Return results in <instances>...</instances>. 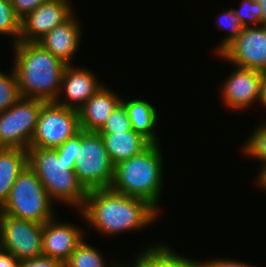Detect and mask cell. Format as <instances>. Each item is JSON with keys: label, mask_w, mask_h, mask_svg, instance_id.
I'll use <instances>...</instances> for the list:
<instances>
[{"label": "cell", "mask_w": 266, "mask_h": 267, "mask_svg": "<svg viewBox=\"0 0 266 267\" xmlns=\"http://www.w3.org/2000/svg\"><path fill=\"white\" fill-rule=\"evenodd\" d=\"M79 211L90 228L110 236L144 229L156 220L159 210L144 199L103 188L89 190Z\"/></svg>", "instance_id": "6da1fadb"}, {"label": "cell", "mask_w": 266, "mask_h": 267, "mask_svg": "<svg viewBox=\"0 0 266 267\" xmlns=\"http://www.w3.org/2000/svg\"><path fill=\"white\" fill-rule=\"evenodd\" d=\"M13 47L15 57L12 68L21 97L54 102L59 96L67 64L38 42L18 41Z\"/></svg>", "instance_id": "7a4b0ae2"}, {"label": "cell", "mask_w": 266, "mask_h": 267, "mask_svg": "<svg viewBox=\"0 0 266 267\" xmlns=\"http://www.w3.org/2000/svg\"><path fill=\"white\" fill-rule=\"evenodd\" d=\"M159 148L158 144H150L140 154L115 165L110 188L144 199L158 210L163 184V156Z\"/></svg>", "instance_id": "3957f363"}, {"label": "cell", "mask_w": 266, "mask_h": 267, "mask_svg": "<svg viewBox=\"0 0 266 267\" xmlns=\"http://www.w3.org/2000/svg\"><path fill=\"white\" fill-rule=\"evenodd\" d=\"M27 153L28 165L44 185L50 199L80 210L88 191L77 179L74 171L76 163L59 159L56 149L29 147Z\"/></svg>", "instance_id": "277c9868"}, {"label": "cell", "mask_w": 266, "mask_h": 267, "mask_svg": "<svg viewBox=\"0 0 266 267\" xmlns=\"http://www.w3.org/2000/svg\"><path fill=\"white\" fill-rule=\"evenodd\" d=\"M53 202L36 173L27 165L13 184L0 214L44 224L55 216Z\"/></svg>", "instance_id": "5b68a950"}, {"label": "cell", "mask_w": 266, "mask_h": 267, "mask_svg": "<svg viewBox=\"0 0 266 267\" xmlns=\"http://www.w3.org/2000/svg\"><path fill=\"white\" fill-rule=\"evenodd\" d=\"M80 154L82 159L74 171L83 187L89 191L110 188L114 177V165L98 132L81 130Z\"/></svg>", "instance_id": "8992f818"}, {"label": "cell", "mask_w": 266, "mask_h": 267, "mask_svg": "<svg viewBox=\"0 0 266 267\" xmlns=\"http://www.w3.org/2000/svg\"><path fill=\"white\" fill-rule=\"evenodd\" d=\"M44 103L21 97L12 107L0 112V147L27 150Z\"/></svg>", "instance_id": "52a82bcc"}, {"label": "cell", "mask_w": 266, "mask_h": 267, "mask_svg": "<svg viewBox=\"0 0 266 267\" xmlns=\"http://www.w3.org/2000/svg\"><path fill=\"white\" fill-rule=\"evenodd\" d=\"M80 131L78 110L45 102L30 147L56 149Z\"/></svg>", "instance_id": "ba28073f"}, {"label": "cell", "mask_w": 266, "mask_h": 267, "mask_svg": "<svg viewBox=\"0 0 266 267\" xmlns=\"http://www.w3.org/2000/svg\"><path fill=\"white\" fill-rule=\"evenodd\" d=\"M43 224L0 214V248L17 259L43 255Z\"/></svg>", "instance_id": "9c48e42d"}, {"label": "cell", "mask_w": 266, "mask_h": 267, "mask_svg": "<svg viewBox=\"0 0 266 267\" xmlns=\"http://www.w3.org/2000/svg\"><path fill=\"white\" fill-rule=\"evenodd\" d=\"M219 57L237 67L266 72V26L244 27Z\"/></svg>", "instance_id": "30bf717a"}, {"label": "cell", "mask_w": 266, "mask_h": 267, "mask_svg": "<svg viewBox=\"0 0 266 267\" xmlns=\"http://www.w3.org/2000/svg\"><path fill=\"white\" fill-rule=\"evenodd\" d=\"M68 0H46L20 20L21 42H37L54 27L64 23L74 13Z\"/></svg>", "instance_id": "8fae6325"}, {"label": "cell", "mask_w": 266, "mask_h": 267, "mask_svg": "<svg viewBox=\"0 0 266 267\" xmlns=\"http://www.w3.org/2000/svg\"><path fill=\"white\" fill-rule=\"evenodd\" d=\"M236 67L221 86L224 105L234 111L244 110L260 101L262 73L258 70Z\"/></svg>", "instance_id": "7c38bea8"}, {"label": "cell", "mask_w": 266, "mask_h": 267, "mask_svg": "<svg viewBox=\"0 0 266 267\" xmlns=\"http://www.w3.org/2000/svg\"><path fill=\"white\" fill-rule=\"evenodd\" d=\"M102 87V83L97 81L90 70L67 65L62 75L59 96L54 102L78 110ZM61 93L65 94V102L62 101Z\"/></svg>", "instance_id": "4fadbf2b"}, {"label": "cell", "mask_w": 266, "mask_h": 267, "mask_svg": "<svg viewBox=\"0 0 266 267\" xmlns=\"http://www.w3.org/2000/svg\"><path fill=\"white\" fill-rule=\"evenodd\" d=\"M55 219L43 224V255L65 263L84 240V234L75 225L56 223Z\"/></svg>", "instance_id": "5bb4252c"}, {"label": "cell", "mask_w": 266, "mask_h": 267, "mask_svg": "<svg viewBox=\"0 0 266 267\" xmlns=\"http://www.w3.org/2000/svg\"><path fill=\"white\" fill-rule=\"evenodd\" d=\"M79 24L73 14L68 20L54 27L37 42L65 64L71 65V61L81 42Z\"/></svg>", "instance_id": "9a60e30c"}, {"label": "cell", "mask_w": 266, "mask_h": 267, "mask_svg": "<svg viewBox=\"0 0 266 267\" xmlns=\"http://www.w3.org/2000/svg\"><path fill=\"white\" fill-rule=\"evenodd\" d=\"M121 100L117 94L103 86L78 109L81 130L98 132Z\"/></svg>", "instance_id": "2e32d148"}, {"label": "cell", "mask_w": 266, "mask_h": 267, "mask_svg": "<svg viewBox=\"0 0 266 267\" xmlns=\"http://www.w3.org/2000/svg\"><path fill=\"white\" fill-rule=\"evenodd\" d=\"M113 165L140 154L151 143L133 129L125 132H98Z\"/></svg>", "instance_id": "e0dca14e"}, {"label": "cell", "mask_w": 266, "mask_h": 267, "mask_svg": "<svg viewBox=\"0 0 266 267\" xmlns=\"http://www.w3.org/2000/svg\"><path fill=\"white\" fill-rule=\"evenodd\" d=\"M27 165V150L0 147V209L7 202L18 175Z\"/></svg>", "instance_id": "ac0fdd59"}, {"label": "cell", "mask_w": 266, "mask_h": 267, "mask_svg": "<svg viewBox=\"0 0 266 267\" xmlns=\"http://www.w3.org/2000/svg\"><path fill=\"white\" fill-rule=\"evenodd\" d=\"M121 103L127 110L131 128L146 138L151 144H159L155 132L158 116L157 111L151 103L141 100L122 99Z\"/></svg>", "instance_id": "d6986e66"}, {"label": "cell", "mask_w": 266, "mask_h": 267, "mask_svg": "<svg viewBox=\"0 0 266 267\" xmlns=\"http://www.w3.org/2000/svg\"><path fill=\"white\" fill-rule=\"evenodd\" d=\"M152 267H202V262L185 258L168 245L154 244L140 254Z\"/></svg>", "instance_id": "ffe728a7"}, {"label": "cell", "mask_w": 266, "mask_h": 267, "mask_svg": "<svg viewBox=\"0 0 266 267\" xmlns=\"http://www.w3.org/2000/svg\"><path fill=\"white\" fill-rule=\"evenodd\" d=\"M116 264L112 267H119ZM64 267H108L102 254L92 245L82 241L73 251Z\"/></svg>", "instance_id": "44dd1931"}, {"label": "cell", "mask_w": 266, "mask_h": 267, "mask_svg": "<svg viewBox=\"0 0 266 267\" xmlns=\"http://www.w3.org/2000/svg\"><path fill=\"white\" fill-rule=\"evenodd\" d=\"M217 24L220 29L228 30L229 34L222 39L221 43L216 48L217 55H220L229 45H231L241 34L244 28L241 24L240 19L234 13L233 9H229L227 12L224 11L217 17Z\"/></svg>", "instance_id": "7402d4cb"}, {"label": "cell", "mask_w": 266, "mask_h": 267, "mask_svg": "<svg viewBox=\"0 0 266 267\" xmlns=\"http://www.w3.org/2000/svg\"><path fill=\"white\" fill-rule=\"evenodd\" d=\"M10 71L7 75L0 72V112L9 109L21 98L15 72L13 68Z\"/></svg>", "instance_id": "603a6c76"}, {"label": "cell", "mask_w": 266, "mask_h": 267, "mask_svg": "<svg viewBox=\"0 0 266 267\" xmlns=\"http://www.w3.org/2000/svg\"><path fill=\"white\" fill-rule=\"evenodd\" d=\"M0 34L14 37L15 45L20 36V19L15 15L10 0H0Z\"/></svg>", "instance_id": "cb8c5ba5"}, {"label": "cell", "mask_w": 266, "mask_h": 267, "mask_svg": "<svg viewBox=\"0 0 266 267\" xmlns=\"http://www.w3.org/2000/svg\"><path fill=\"white\" fill-rule=\"evenodd\" d=\"M261 125L254 129L241 149L249 157L261 160L262 165H266V123Z\"/></svg>", "instance_id": "d4e9b609"}, {"label": "cell", "mask_w": 266, "mask_h": 267, "mask_svg": "<svg viewBox=\"0 0 266 267\" xmlns=\"http://www.w3.org/2000/svg\"><path fill=\"white\" fill-rule=\"evenodd\" d=\"M232 9L240 19L243 27H253L261 25L262 8L260 4L255 0H242L239 9Z\"/></svg>", "instance_id": "484cf974"}, {"label": "cell", "mask_w": 266, "mask_h": 267, "mask_svg": "<svg viewBox=\"0 0 266 267\" xmlns=\"http://www.w3.org/2000/svg\"><path fill=\"white\" fill-rule=\"evenodd\" d=\"M130 119L124 105L120 103L98 132H125L131 130Z\"/></svg>", "instance_id": "4316f807"}, {"label": "cell", "mask_w": 266, "mask_h": 267, "mask_svg": "<svg viewBox=\"0 0 266 267\" xmlns=\"http://www.w3.org/2000/svg\"><path fill=\"white\" fill-rule=\"evenodd\" d=\"M81 131L74 137L65 141L61 146L56 148L59 159L67 163H76L82 159L80 154Z\"/></svg>", "instance_id": "83f0119b"}, {"label": "cell", "mask_w": 266, "mask_h": 267, "mask_svg": "<svg viewBox=\"0 0 266 267\" xmlns=\"http://www.w3.org/2000/svg\"><path fill=\"white\" fill-rule=\"evenodd\" d=\"M46 0H10L15 15L22 20L27 14L33 12Z\"/></svg>", "instance_id": "f1b7e54d"}, {"label": "cell", "mask_w": 266, "mask_h": 267, "mask_svg": "<svg viewBox=\"0 0 266 267\" xmlns=\"http://www.w3.org/2000/svg\"><path fill=\"white\" fill-rule=\"evenodd\" d=\"M19 267H64V263L57 259L41 255L32 259L21 260Z\"/></svg>", "instance_id": "f546056e"}, {"label": "cell", "mask_w": 266, "mask_h": 267, "mask_svg": "<svg viewBox=\"0 0 266 267\" xmlns=\"http://www.w3.org/2000/svg\"><path fill=\"white\" fill-rule=\"evenodd\" d=\"M202 267H256L240 261L230 259H212L202 262Z\"/></svg>", "instance_id": "4dcf8cb0"}, {"label": "cell", "mask_w": 266, "mask_h": 267, "mask_svg": "<svg viewBox=\"0 0 266 267\" xmlns=\"http://www.w3.org/2000/svg\"><path fill=\"white\" fill-rule=\"evenodd\" d=\"M20 260L13 254L0 248V267H19Z\"/></svg>", "instance_id": "1f68e13d"}, {"label": "cell", "mask_w": 266, "mask_h": 267, "mask_svg": "<svg viewBox=\"0 0 266 267\" xmlns=\"http://www.w3.org/2000/svg\"><path fill=\"white\" fill-rule=\"evenodd\" d=\"M258 103L266 108V72L262 73L261 96Z\"/></svg>", "instance_id": "d6a6232c"}, {"label": "cell", "mask_w": 266, "mask_h": 267, "mask_svg": "<svg viewBox=\"0 0 266 267\" xmlns=\"http://www.w3.org/2000/svg\"><path fill=\"white\" fill-rule=\"evenodd\" d=\"M257 184L266 190V165H262L257 178Z\"/></svg>", "instance_id": "836d02e7"}, {"label": "cell", "mask_w": 266, "mask_h": 267, "mask_svg": "<svg viewBox=\"0 0 266 267\" xmlns=\"http://www.w3.org/2000/svg\"><path fill=\"white\" fill-rule=\"evenodd\" d=\"M134 264H131L130 266L128 265V267H152L141 255L140 253L138 254V256L136 257V259L134 260ZM124 267H127L126 265H123Z\"/></svg>", "instance_id": "e575fe53"}, {"label": "cell", "mask_w": 266, "mask_h": 267, "mask_svg": "<svg viewBox=\"0 0 266 267\" xmlns=\"http://www.w3.org/2000/svg\"><path fill=\"white\" fill-rule=\"evenodd\" d=\"M262 8V20L261 25L266 26V0H255Z\"/></svg>", "instance_id": "d590c367"}]
</instances>
